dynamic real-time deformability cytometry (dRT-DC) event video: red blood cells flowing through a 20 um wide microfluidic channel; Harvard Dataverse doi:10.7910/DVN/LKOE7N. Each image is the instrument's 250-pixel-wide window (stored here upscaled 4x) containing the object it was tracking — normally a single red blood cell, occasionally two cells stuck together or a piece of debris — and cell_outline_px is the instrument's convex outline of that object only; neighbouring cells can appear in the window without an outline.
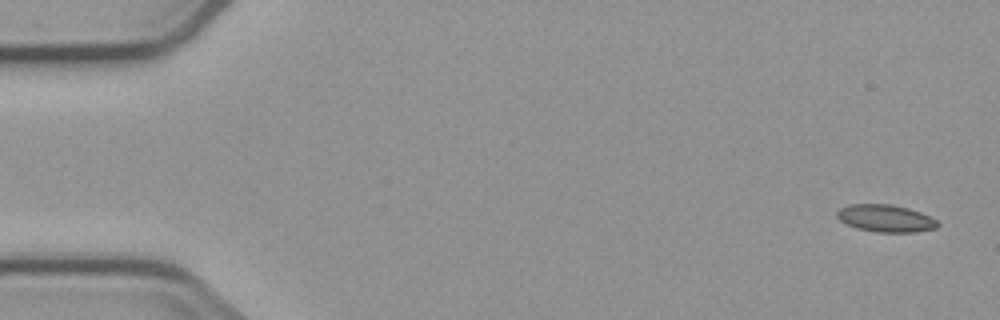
{"species": "common noctule bat (a hibernating species)", "species_latin": "Nyctalus noctula", "temperature_condition": "cold", "stored_images_in_passage": 8, "camera_frame_rate_fps": 3000, "um_per_image_px": 0.085, "animal": {"sex": "male", "body_mass_g": 23.1, "forearm_length_mm": 52.7}, "frame": {"image": 1, "passage_image": 1, "time_ms": 0.0, "image_size_px": [1000, 320], "cell_outline_px": [[940, 224], [936, 228], [916, 232], [876, 232], [856, 228], [840, 220], [836, 216], [836, 212], [840, 208], [852, 204], [892, 204], [908, 208], [920, 212], [936, 220]], "centroid_in_image_um": [75.27, 18.56], "position_along_channel_um": 9.7, "area_um2": 15.95}}
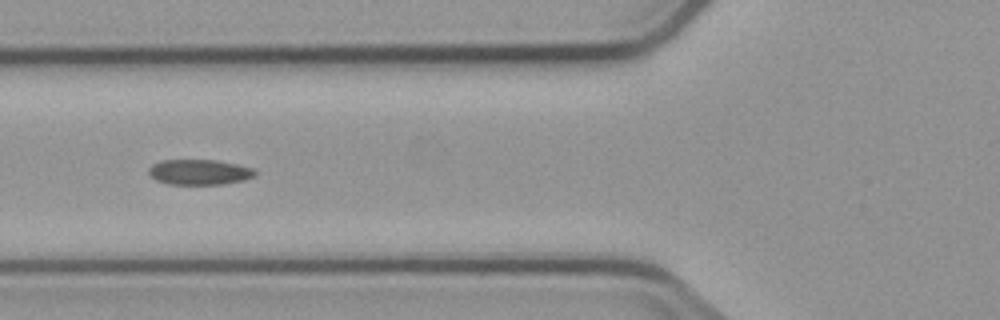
{"frame": {"image": 2, "passage_image": 6, "time_ms": 6.333, "image_size_px": [1000, 320], "cell_outline_px": [[256, 176], [244, 180], [224, 184], [168, 184], [156, 180], [148, 172], [148, 168], [152, 164], [160, 160], [216, 160], [236, 164], [252, 168], [256, 172]], "centroid_in_image_um": [16.94, 14.62], "position_along_channel_um": 108.9, "area_um2": 15.72}}
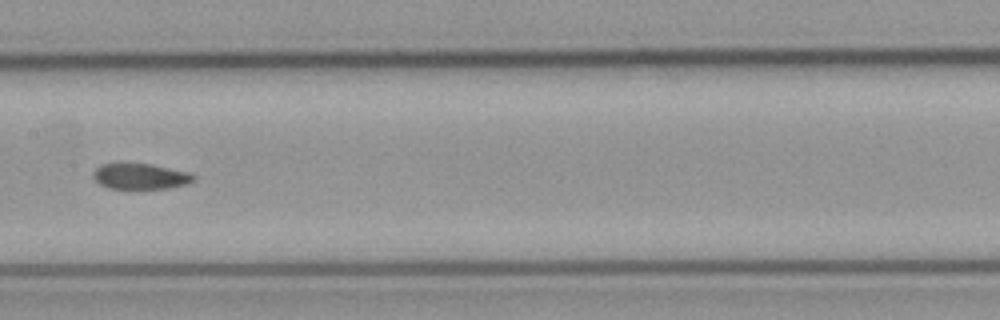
{"frame": {"image": 3, "passage_image": 8, "time_ms": 8.667, "image_size_px": [1000, 320], "cell_outline_px": [[192, 180], [184, 184], [168, 188], [108, 188], [100, 184], [92, 176], [92, 172], [96, 168], [104, 164], [152, 164], [188, 172], [192, 176]], "centroid_in_image_um": [11.87, 14.98], "position_along_channel_um": 195.5, "area_um2": 14.57}}